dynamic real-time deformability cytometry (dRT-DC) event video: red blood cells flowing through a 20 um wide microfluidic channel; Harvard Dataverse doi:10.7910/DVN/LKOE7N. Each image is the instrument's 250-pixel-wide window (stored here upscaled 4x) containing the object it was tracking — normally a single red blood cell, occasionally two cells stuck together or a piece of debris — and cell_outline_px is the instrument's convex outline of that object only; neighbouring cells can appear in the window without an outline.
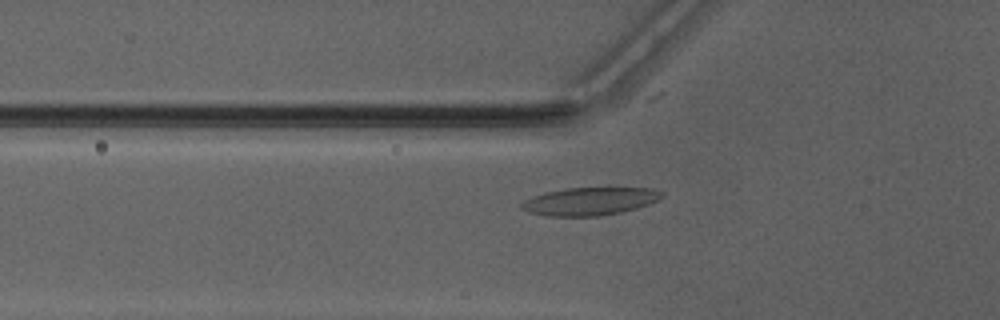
{"species": "Egyptian fruit bat (a non-hibernating species)", "species_latin": "Rousettus aegyptiacus", "temperature_condition": "warm", "stored_images_in_passage": 38, "camera_frame_rate_fps": 3000, "um_per_image_px": 0.085, "animal": {"sex": "male"}, "frame": {"image": 1, "passage_image": 10, "time_ms": 3.0, "image_size_px": [1000, 320], "cell_outline_px": [[664, 196], [648, 204], [636, 208], [620, 212], [600, 216], [548, 216], [532, 212], [520, 208], [520, 204], [524, 200], [532, 196], [548, 192], [568, 188], [648, 188], [660, 192]], "centroid_in_image_um": [50.1, 17.11], "position_along_channel_um": 75.7, "area_um2": 22.37}}
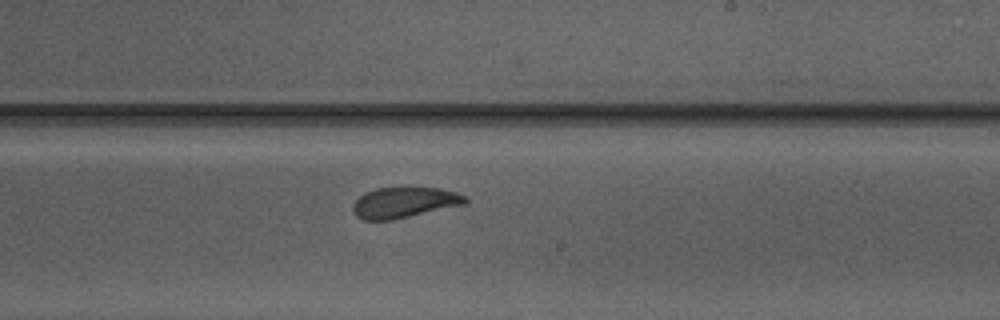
{"frame": {"image": 2, "passage_image": 23, "time_ms": 7.333, "image_size_px": [1000, 320], "cell_outline_px": [[468, 204], [392, 220], [364, 220], [356, 216], [352, 212], [352, 204], [364, 192], [376, 188], [408, 184], [440, 188], [456, 192], [464, 196], [468, 200]], "centroid_in_image_um": [34.37, 17.16], "position_along_channel_um": 254.6, "area_um2": 21.15}}
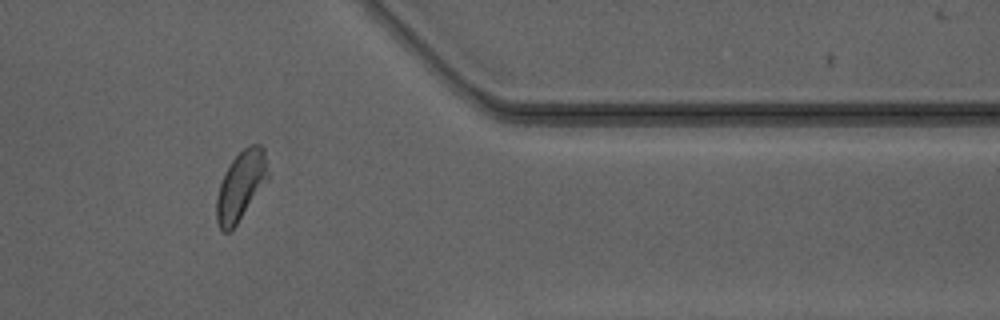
{"frame": {"image": 3, "passage_image": 34, "time_ms": 11.0, "image_size_px": [1000, 320], "cell_outline_px": [[268, 180], [236, 224], [228, 232], [224, 232], [216, 224], [216, 196], [224, 172], [232, 160], [244, 148], [252, 144], [260, 144], [264, 148], [268, 176]], "centroid_in_image_um": [20.45, 15.78], "position_along_channel_um": 391.0, "area_um2": 20.52}}